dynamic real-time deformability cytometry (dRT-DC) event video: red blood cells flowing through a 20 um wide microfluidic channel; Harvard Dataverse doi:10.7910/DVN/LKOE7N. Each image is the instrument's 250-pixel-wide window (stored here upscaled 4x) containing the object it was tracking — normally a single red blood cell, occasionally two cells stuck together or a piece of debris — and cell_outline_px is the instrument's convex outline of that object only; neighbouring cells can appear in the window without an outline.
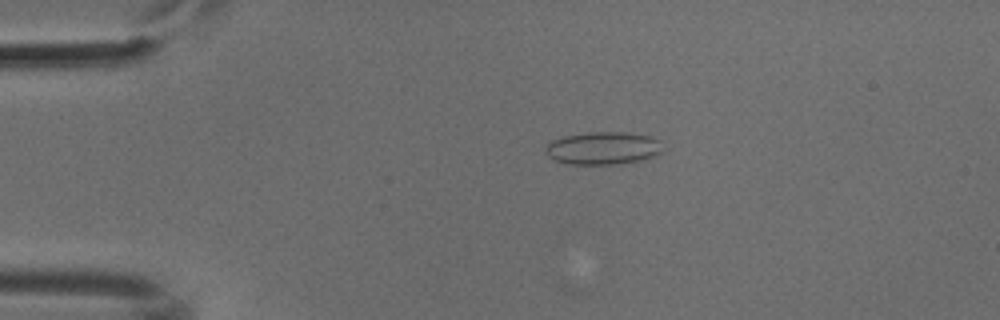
{"species": "common noctule bat (a hibernating species)", "species_latin": "Nyctalus noctula", "temperature_condition": "cold", "stored_images_in_passage": 15, "camera_frame_rate_fps": 3000, "um_per_image_px": 0.085, "animal": {"sex": "male", "body_mass_g": 18.8}, "frame": {"image": 1, "passage_image": 5, "time_ms": 1.333, "image_size_px": [1000, 320], "cell_outline_px": [[660, 152], [652, 156], [640, 160], [616, 164], [572, 164], [556, 160], [548, 156], [544, 148], [552, 140], [564, 136], [588, 132], [628, 132], [648, 136], [656, 140]], "centroid_in_image_um": [51.17, 12.59], "position_along_channel_um": 33.8, "area_um2": 21.85}}
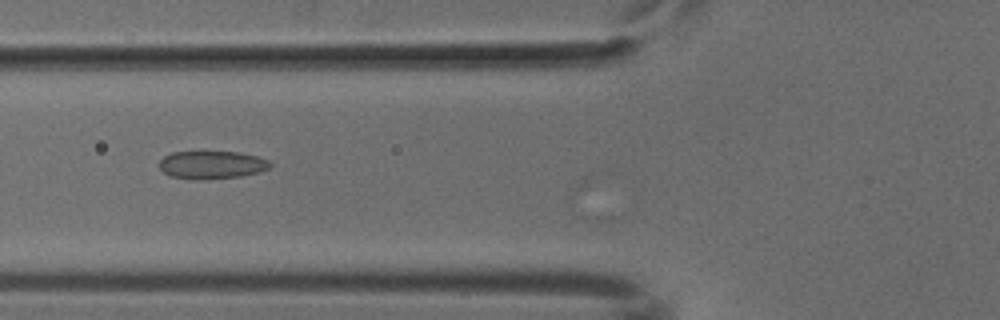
{"frame": {"image": 2, "passage_image": 14, "time_ms": 4.333, "image_size_px": [1000, 320], "cell_outline_px": [[272, 164], [268, 168], [260, 172], [240, 176], [200, 180], [172, 176], [164, 172], [160, 168], [160, 160], [164, 156], [172, 152], [240, 152], [256, 156], [268, 160]], "centroid_in_image_um": [18.01, 14.01], "position_along_channel_um": 107.8, "area_um2": 17.86}}